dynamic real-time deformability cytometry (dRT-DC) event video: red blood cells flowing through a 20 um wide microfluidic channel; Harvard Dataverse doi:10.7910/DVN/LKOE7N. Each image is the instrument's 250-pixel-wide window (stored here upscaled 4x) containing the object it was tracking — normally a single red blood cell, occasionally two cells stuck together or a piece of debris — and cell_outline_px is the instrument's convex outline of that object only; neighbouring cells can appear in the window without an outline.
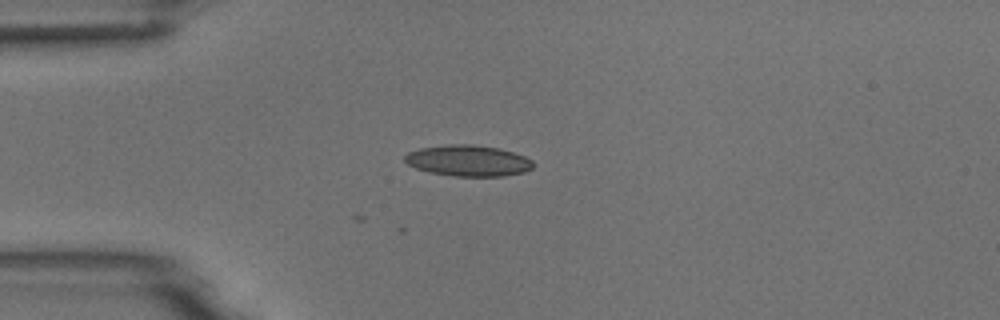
{"species": "common noctule bat (a hibernating species)", "species_latin": "Nyctalus noctula", "temperature_condition": "room temperature", "stored_images_in_passage": 4, "camera_frame_rate_fps": 3000, "um_per_image_px": 0.085, "animal": {"sex": "male", "body_mass_g": 18.8}, "frame": {"image": 1, "passage_image": 4, "time_ms": 1.0, "image_size_px": [1000, 320], "cell_outline_px": [[532, 168], [524, 172], [504, 176], [452, 176], [432, 172], [416, 168], [408, 164], [404, 160], [404, 156], [408, 152], [420, 148], [448, 144], [472, 144], [496, 148], [512, 152], [524, 156], [532, 160]], "centroid_in_image_um": [39.78, 13.65], "position_along_channel_um": 45.2, "area_um2": 23.06}}